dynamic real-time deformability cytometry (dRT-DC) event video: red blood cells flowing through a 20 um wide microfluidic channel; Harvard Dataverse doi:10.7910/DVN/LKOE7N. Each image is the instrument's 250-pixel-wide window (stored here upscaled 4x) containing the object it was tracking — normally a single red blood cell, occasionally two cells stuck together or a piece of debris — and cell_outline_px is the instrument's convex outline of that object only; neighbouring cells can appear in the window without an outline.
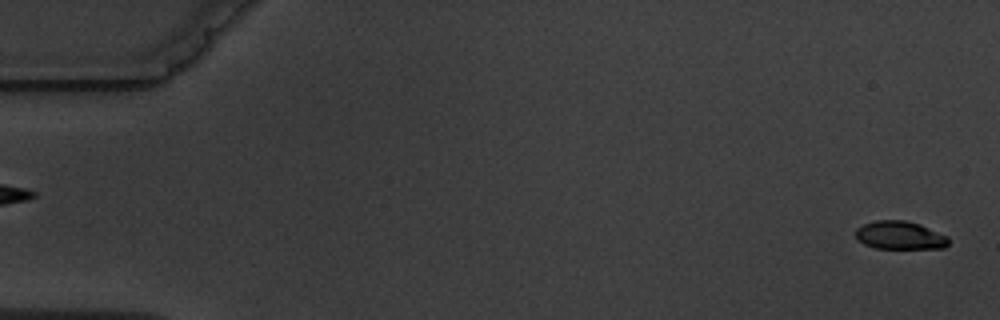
{"species": "common noctule bat (a hibernating species)", "species_latin": "Nyctalus noctula", "temperature_condition": "warm", "stored_images_in_passage": 4, "segment_of_instrument_passage": [2, 2], "camera_frame_rate_fps": 3000, "um_per_image_px": 0.085, "animal": {"sex": "male", "body_mass_g": 19.5, "forearm_length_mm": 54.6}, "frame": {"image": 1, "passage_image": 4, "time_ms": 3.667, "image_size_px": [1000, 320], "cell_outline_px": [[948, 244], [944, 248], [876, 248], [864, 244], [856, 240], [856, 228], [864, 224], [876, 220], [904, 220], [920, 224], [948, 236]], "centroid_in_image_um": [76.48, 20.0], "position_along_channel_um": 8.5, "area_um2": 15.26}}